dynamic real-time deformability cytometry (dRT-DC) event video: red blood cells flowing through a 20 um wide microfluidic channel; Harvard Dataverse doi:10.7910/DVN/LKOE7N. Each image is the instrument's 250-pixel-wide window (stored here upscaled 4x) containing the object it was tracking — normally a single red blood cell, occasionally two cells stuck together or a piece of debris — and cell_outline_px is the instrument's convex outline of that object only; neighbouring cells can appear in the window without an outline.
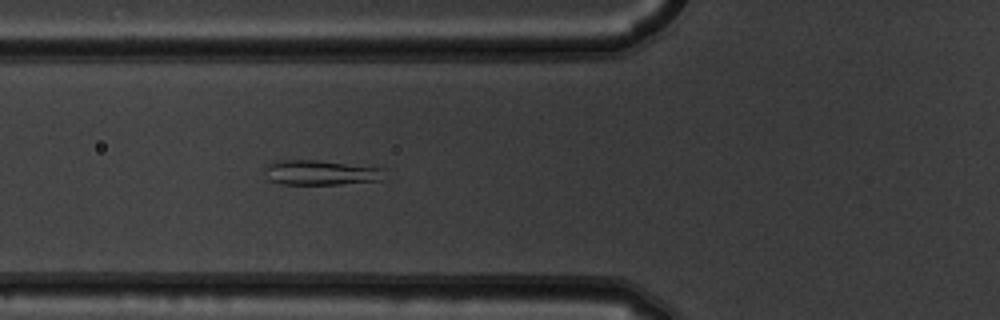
{"species": "common noctule bat (a hibernating species)", "species_latin": "Nyctalus noctula", "temperature_condition": "warm", "stored_images_in_passage": 5, "camera_frame_rate_fps": 3000, "um_per_image_px": 0.085, "animal": {"sex": "male", "body_mass_g": 19.5, "forearm_length_mm": 54.6}, "frame": {"image": 1, "passage_image": 5, "time_ms": 1.333, "image_size_px": [1000, 320], "cell_outline_px": [[388, 180], [340, 184], [280, 184], [268, 180], [264, 168], [268, 164], [280, 160], [316, 160], [388, 168]], "centroid_in_image_um": [27.4, 14.68], "position_along_channel_um": 98.4, "area_um2": 17.92}}